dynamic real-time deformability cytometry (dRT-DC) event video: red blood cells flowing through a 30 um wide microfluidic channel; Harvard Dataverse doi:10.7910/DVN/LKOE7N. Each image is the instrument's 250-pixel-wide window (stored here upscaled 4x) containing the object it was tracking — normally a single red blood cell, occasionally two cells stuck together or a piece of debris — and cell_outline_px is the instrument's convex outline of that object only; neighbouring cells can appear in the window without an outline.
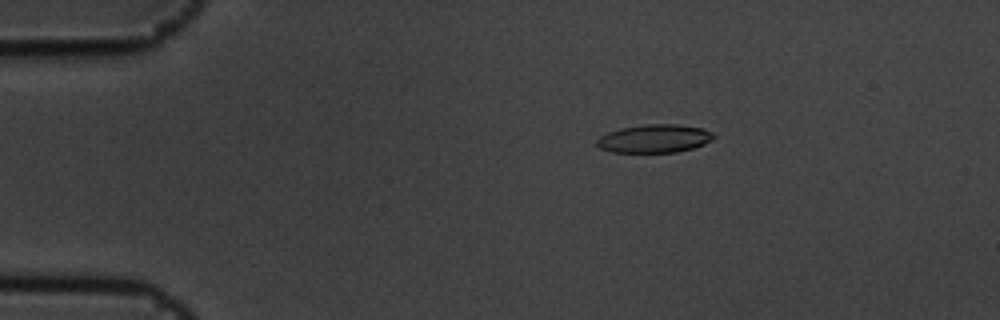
{"species": "common noctule bat (a hibernating species)", "species_latin": "Nyctalus noctula", "temperature_condition": "cold", "stored_images_in_passage": 4, "camera_frame_rate_fps": 3000, "um_per_image_px": 0.085, "animal": {"sex": "male", "body_mass_g": 19.5, "forearm_length_mm": 54.6}, "frame": {"image": 1, "passage_image": 1, "time_ms": 0.0, "image_size_px": [1000, 320], "cell_outline_px": [[716, 136], [712, 140], [704, 144], [692, 148], [676, 152], [612, 152], [600, 148], [596, 144], [596, 140], [600, 136], [608, 132], [620, 128], [648, 124], [676, 124], [704, 128], [712, 132]], "centroid_in_image_um": [55.64, 11.77], "position_along_channel_um": 29.4, "area_um2": 19.25}}
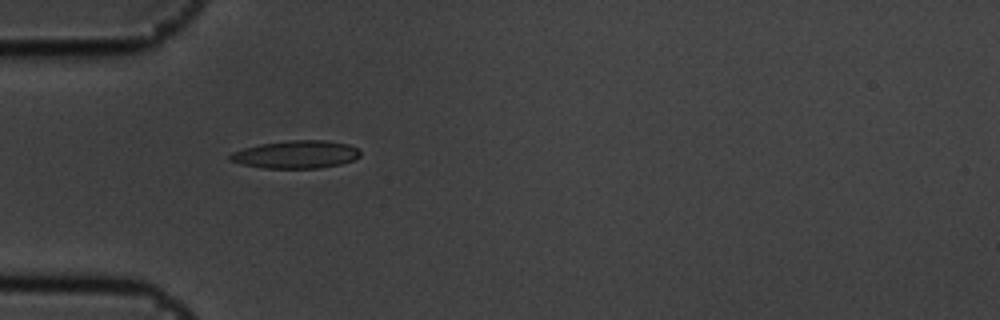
{"frame": {"image": 2, "passage_image": 3, "time_ms": 0.667, "image_size_px": [1000, 320], "cell_outline_px": [[360, 156], [352, 160], [340, 164], [320, 168], [264, 168], [244, 164], [228, 160], [228, 156], [232, 152], [244, 148], [260, 144], [288, 140], [324, 140], [348, 144], [356, 148], [360, 152]], "centroid_in_image_um": [25.15, 13.12], "position_along_channel_um": 59.9, "area_um2": 20.98}}
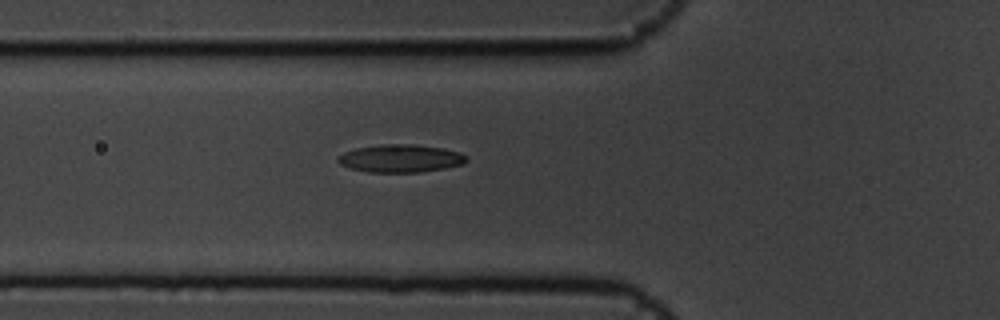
{"frame": {"image": 3, "passage_image": 4, "time_ms": 1.0, "image_size_px": [1000, 320], "cell_outline_px": [[468, 160], [464, 164], [444, 168], [420, 172], [368, 172], [352, 168], [340, 164], [336, 160], [344, 152], [356, 148], [380, 144], [412, 144], [444, 148], [460, 152], [468, 156]], "centroid_in_image_um": [34.09, 13.46], "position_along_channel_um": 91.7, "area_um2": 20.87}}